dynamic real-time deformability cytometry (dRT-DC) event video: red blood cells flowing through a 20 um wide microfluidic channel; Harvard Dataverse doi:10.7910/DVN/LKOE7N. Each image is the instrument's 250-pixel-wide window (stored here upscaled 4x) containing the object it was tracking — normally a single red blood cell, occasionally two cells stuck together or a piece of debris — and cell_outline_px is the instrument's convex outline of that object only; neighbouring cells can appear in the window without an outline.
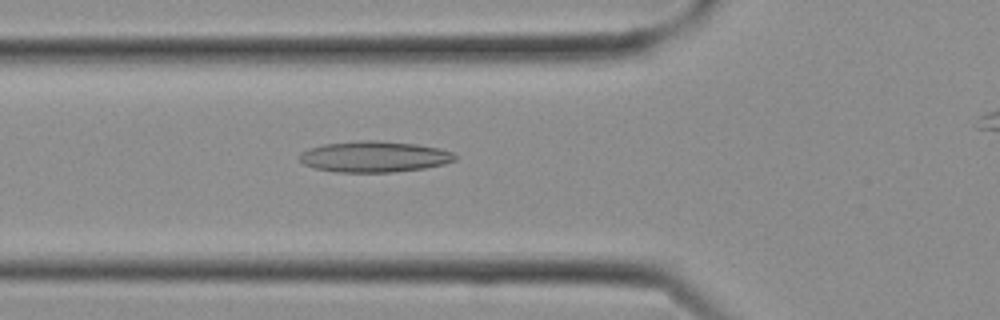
{"species": "Egyptian fruit bat (a non-hibernating species)", "species_latin": "Rousettus aegyptiacus", "temperature_condition": "cold", "stored_images_in_passage": 9, "camera_frame_rate_fps": 3000, "um_per_image_px": 0.085, "frame": {"image": 1, "passage_image": 9, "time_ms": 2.667, "image_size_px": [1000, 320], "cell_outline_px": [[456, 160], [444, 164], [424, 168], [392, 172], [336, 172], [316, 168], [304, 164], [300, 160], [300, 152], [308, 148], [324, 144], [360, 140], [376, 140], [416, 144], [440, 148], [452, 152], [456, 156]], "centroid_in_image_um": [31.81, 13.31], "position_along_channel_um": 94.0, "area_um2": 28.09}}